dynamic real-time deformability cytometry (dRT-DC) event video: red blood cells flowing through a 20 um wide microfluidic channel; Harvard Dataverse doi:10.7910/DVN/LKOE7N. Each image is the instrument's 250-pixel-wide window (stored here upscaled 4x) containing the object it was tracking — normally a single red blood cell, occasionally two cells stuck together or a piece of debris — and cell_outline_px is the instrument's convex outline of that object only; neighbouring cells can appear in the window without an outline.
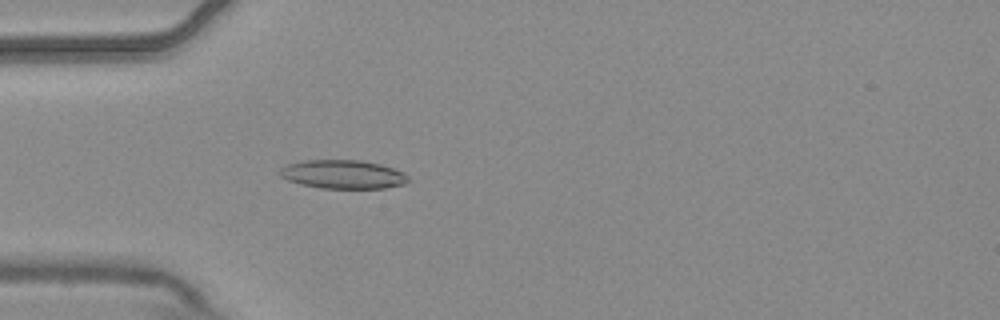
{"species": "common noctule bat (a hibernating species)", "species_latin": "Nyctalus noctula", "temperature_condition": "warm", "stored_images_in_passage": 3, "camera_frame_rate_fps": 3000, "um_per_image_px": 0.085, "animal": {"sex": "male", "body_mass_g": 20.4}, "frame": {"image": 1, "passage_image": 3, "time_ms": 0.667, "image_size_px": [1000, 320], "cell_outline_px": [[408, 180], [404, 184], [384, 188], [320, 188], [300, 184], [288, 180], [280, 176], [276, 172], [280, 168], [288, 164], [304, 160], [360, 160], [380, 164], [392, 168], [408, 176]], "centroid_in_image_um": [29.09, 14.82], "position_along_channel_um": 55.9, "area_um2": 21.39}}